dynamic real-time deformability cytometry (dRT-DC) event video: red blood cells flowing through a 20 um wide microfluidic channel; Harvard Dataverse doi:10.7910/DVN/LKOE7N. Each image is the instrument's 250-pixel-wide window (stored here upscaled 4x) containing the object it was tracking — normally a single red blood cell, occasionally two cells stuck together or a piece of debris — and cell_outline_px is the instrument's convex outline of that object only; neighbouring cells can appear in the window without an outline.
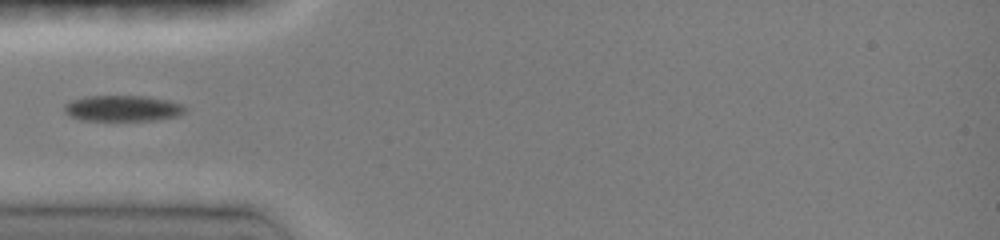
{"species": "common noctule bat (a hibernating species)", "species_latin": "Nyctalus noctula", "temperature_condition": "room temperature", "stored_images_in_passage": 16, "camera_frame_rate_fps": 3000, "um_per_image_px": 0.085, "animal": {"sex": "female", "body_mass_g": 19.0, "forearm_length_mm": 51.5}, "frame": {"image": 1, "passage_image": 1, "time_ms": 0.0, "image_size_px": [1000, 240], "cell_outline_px": [[188, 108], [180, 116], [156, 120], [80, 120], [64, 112], [64, 104], [72, 100], [84, 96], [148, 96], [168, 100], [184, 104]], "centroid_in_image_um": [10.48, 9.2], "position_along_channel_um": 74.5, "area_um2": 18.44}}
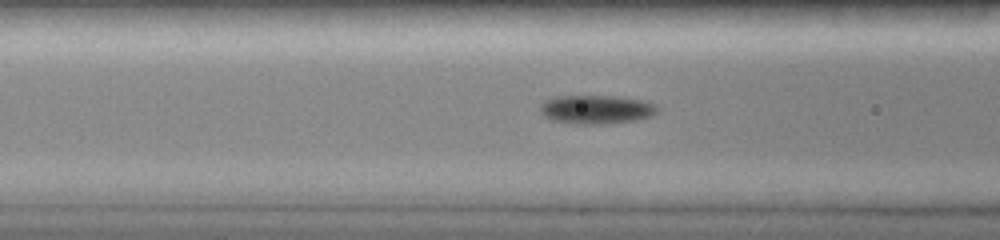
{"frame": {"image": 2, "passage_image": 7, "time_ms": 1.0, "image_size_px": [1000, 240], "cell_outline_px": [[660, 108], [652, 116], [636, 120], [612, 124], [576, 124], [552, 120], [544, 116], [540, 112], [540, 104], [544, 100], [552, 96], [616, 96], [644, 100], [656, 104]], "centroid_in_image_um": [50.69, 9.3], "position_along_channel_um": 115.9, "area_um2": 20.06}}